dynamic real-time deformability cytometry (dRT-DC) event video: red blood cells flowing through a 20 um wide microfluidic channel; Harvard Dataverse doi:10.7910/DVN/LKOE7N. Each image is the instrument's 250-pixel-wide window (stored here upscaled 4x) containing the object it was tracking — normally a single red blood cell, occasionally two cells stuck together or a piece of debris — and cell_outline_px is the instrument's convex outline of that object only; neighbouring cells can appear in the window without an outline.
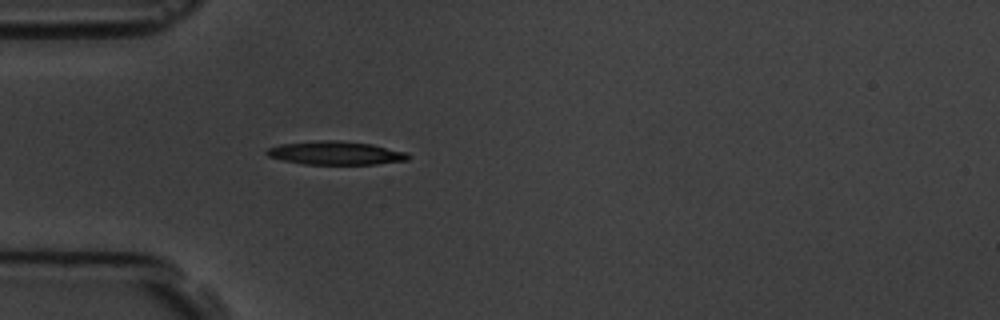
{"species": "common noctule bat (a hibernating species)", "species_latin": "Nyctalus noctula", "temperature_condition": "room temperature", "stored_images_in_passage": 1, "camera_frame_rate_fps": 3000, "um_per_image_px": 0.085, "animal": {"sex": "male", "body_mass_g": 19.5, "forearm_length_mm": 54.6}, "frame": {"image": 1, "passage_image": 1, "time_ms": 0.0, "image_size_px": [1000, 320], "cell_outline_px": [[412, 156], [408, 160], [376, 164], [304, 164], [284, 160], [268, 156], [264, 152], [268, 148], [280, 144], [320, 140], [340, 140], [372, 144], [408, 152]], "centroid_in_image_um": [28.57, 13.0], "position_along_channel_um": 56.4, "area_um2": 19.42}}